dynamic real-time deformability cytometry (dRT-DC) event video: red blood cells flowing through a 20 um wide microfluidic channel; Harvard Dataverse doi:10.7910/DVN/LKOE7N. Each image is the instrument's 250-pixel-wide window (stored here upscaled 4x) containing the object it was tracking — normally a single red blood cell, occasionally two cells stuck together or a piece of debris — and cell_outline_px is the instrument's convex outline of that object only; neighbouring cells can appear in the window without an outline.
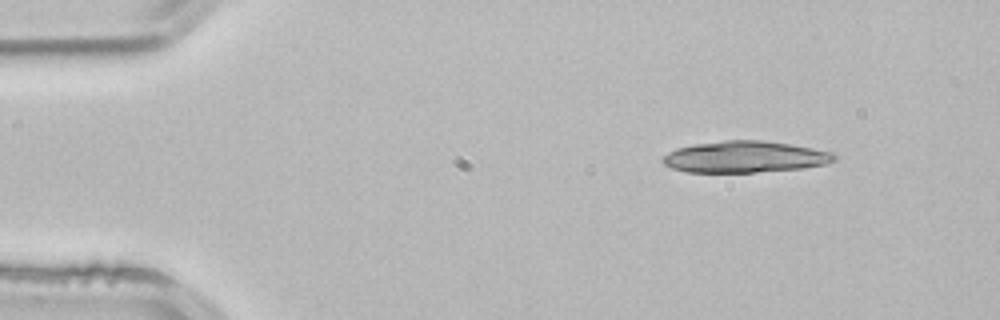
{"species": "common noctule bat (a hibernating species)", "species_latin": "Nyctalus noctula", "temperature_condition": "room temperature", "stored_images_in_passage": 4, "camera_frame_rate_fps": 3000, "um_per_image_px": 0.085, "animal": {"sex": "male", "body_mass_g": 21.5, "forearm_length_mm": 52.0}, "frame": {"image": 1, "passage_image": 1, "time_ms": 0.0, "image_size_px": [1000, 320], "cell_outline_px": [[836, 160], [824, 164], [804, 168], [756, 172], [684, 172], [672, 168], [664, 164], [660, 160], [668, 152], [676, 148], [696, 144], [724, 140], [764, 140], [812, 148], [832, 152], [836, 156]], "centroid_in_image_um": [63.29, 13.33], "position_along_channel_um": 21.7, "area_um2": 31.44}}